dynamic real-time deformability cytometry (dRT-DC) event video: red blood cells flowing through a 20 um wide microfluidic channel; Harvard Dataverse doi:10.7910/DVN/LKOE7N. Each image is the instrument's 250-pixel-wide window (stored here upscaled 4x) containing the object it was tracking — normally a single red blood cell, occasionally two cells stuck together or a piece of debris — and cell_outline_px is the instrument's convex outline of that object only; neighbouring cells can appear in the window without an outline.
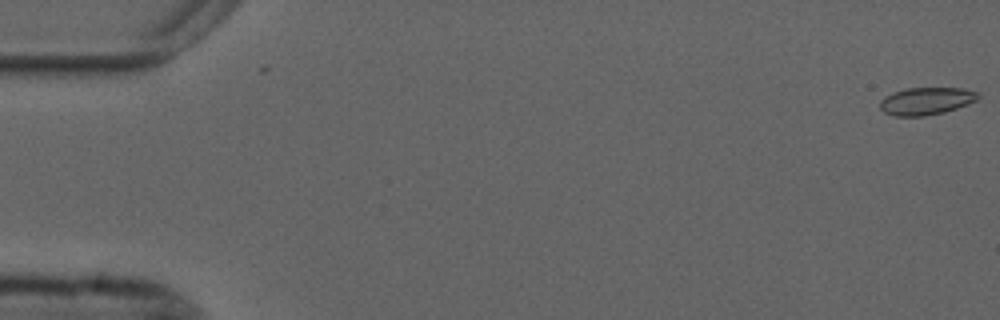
{"species": "common noctule bat (a hibernating species)", "species_latin": "Nyctalus noctula", "temperature_condition": "cold", "stored_images_in_passage": 3, "camera_frame_rate_fps": 3000, "um_per_image_px": 0.085, "animal": {"sex": "male", "forearm_length_mm": 52.5}, "frame": {"image": 1, "passage_image": 3, "time_ms": 0.667, "image_size_px": [1000, 320], "cell_outline_px": [[980, 96], [976, 100], [968, 104], [944, 112], [924, 116], [896, 116], [884, 112], [880, 108], [880, 100], [884, 96], [892, 92], [904, 88], [964, 88], [976, 92]], "centroid_in_image_um": [78.7, 8.58], "position_along_channel_um": 6.3, "area_um2": 15.72}}